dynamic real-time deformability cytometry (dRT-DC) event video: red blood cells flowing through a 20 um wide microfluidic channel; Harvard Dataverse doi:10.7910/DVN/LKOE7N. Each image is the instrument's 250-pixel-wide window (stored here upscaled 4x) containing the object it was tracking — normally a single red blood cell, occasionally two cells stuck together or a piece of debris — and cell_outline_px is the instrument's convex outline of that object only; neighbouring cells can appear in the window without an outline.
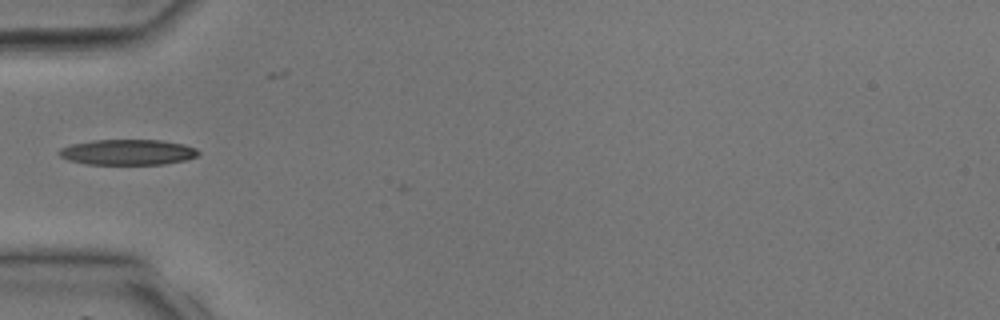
{"species": "common noctule bat (a hibernating species)", "species_latin": "Nyctalus noctula", "temperature_condition": "room temperature", "stored_images_in_passage": 28, "camera_frame_rate_fps": 3000, "um_per_image_px": 0.085, "animal": {"sex": "male", "body_mass_g": 17.9, "forearm_length_mm": 54.2}, "frame": {"image": 1, "passage_image": 2, "time_ms": 0.333, "image_size_px": [1000, 320], "cell_outline_px": [[200, 152], [196, 156], [184, 160], [164, 164], [88, 164], [68, 160], [60, 156], [56, 152], [60, 148], [72, 144], [92, 140], [160, 140], [184, 144], [196, 148]], "centroid_in_image_um": [10.83, 12.93], "position_along_channel_um": 74.2, "area_um2": 20.69}}
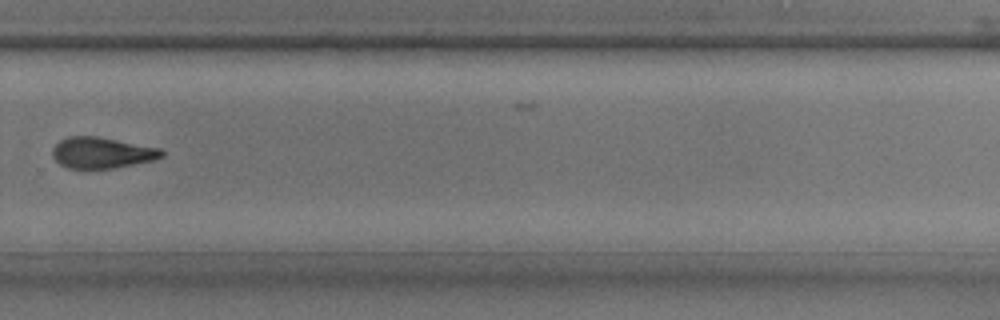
{"frame": {"image": 2, "passage_image": 16, "time_ms": 5.0, "image_size_px": [1000, 320], "cell_outline_px": [[164, 156], [152, 160], [112, 168], [68, 168], [60, 164], [52, 156], [52, 148], [60, 140], [68, 136], [100, 136], [160, 148], [164, 152]], "centroid_in_image_um": [8.64, 12.96], "position_along_channel_um": 321.2, "area_um2": 19.71}}
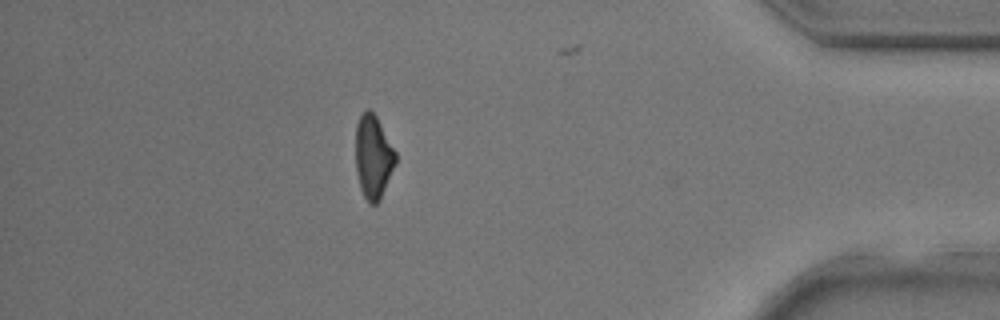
{"frame": {"image": 3, "passage_image": 23, "time_ms": 7.333, "image_size_px": [1000, 320], "cell_outline_px": [[396, 164], [380, 200], [376, 204], [368, 204], [360, 188], [356, 172], [356, 124], [360, 116], [368, 108], [376, 116], [396, 152]], "centroid_in_image_um": [31.73, 13.37], "position_along_channel_um": 403.5, "area_um2": 19.42}}